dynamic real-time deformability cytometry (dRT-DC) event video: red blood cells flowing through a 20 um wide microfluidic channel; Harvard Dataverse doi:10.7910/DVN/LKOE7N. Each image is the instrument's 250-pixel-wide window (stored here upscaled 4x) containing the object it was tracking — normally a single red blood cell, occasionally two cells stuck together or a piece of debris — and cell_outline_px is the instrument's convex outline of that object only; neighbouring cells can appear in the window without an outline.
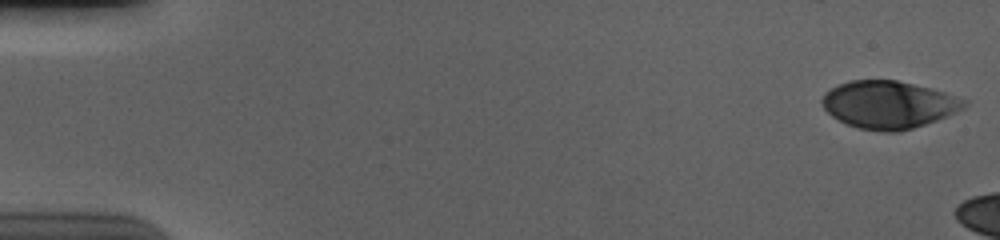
{"species": "human", "species_latin": "Homo sapiens", "temperature_condition": "cold", "stored_images_in_passage": 8, "camera_frame_rate_fps": 3000, "um_per_image_px": 0.085, "donor": {"sex": "male"}, "frame": {"image": 1, "passage_image": 1, "time_ms": 0.0, "image_size_px": [1000, 240], "cell_outline_px": [[968, 100], [964, 108], [956, 112], [936, 120], [912, 128], [896, 132], [884, 132], [860, 128], [848, 124], [832, 116], [824, 108], [820, 100], [824, 92], [840, 84], [852, 80], [896, 80], [944, 92]], "centroid_in_image_um": [75.52, 8.89], "position_along_channel_um": 9.5, "area_um2": 38.96}}